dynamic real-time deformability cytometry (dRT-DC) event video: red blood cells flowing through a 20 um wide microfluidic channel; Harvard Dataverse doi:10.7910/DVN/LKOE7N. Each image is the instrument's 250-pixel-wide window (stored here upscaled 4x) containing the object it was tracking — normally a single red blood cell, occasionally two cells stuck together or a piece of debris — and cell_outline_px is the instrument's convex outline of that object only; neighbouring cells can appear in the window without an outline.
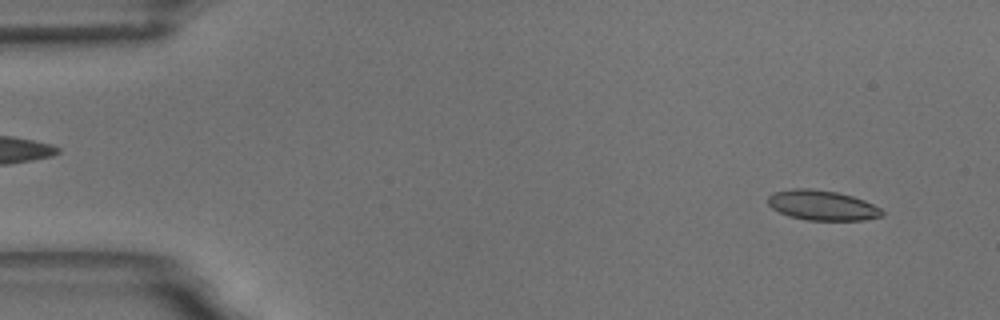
{"species": "common noctule bat (a hibernating species)", "species_latin": "Nyctalus noctula", "temperature_condition": "room temperature", "stored_images_in_passage": 57, "camera_frame_rate_fps": 3000, "um_per_image_px": 0.085, "animal": {"sex": "male", "body_mass_g": 18.8}, "frame": {"image": 1, "passage_image": 4, "time_ms": 1.0, "image_size_px": [1000, 320], "cell_outline_px": [[884, 216], [864, 220], [808, 220], [788, 216], [772, 208], [768, 204], [768, 196], [772, 192], [792, 188], [812, 188], [836, 192], [852, 196], [864, 200], [880, 208], [884, 212]], "centroid_in_image_um": [69.87, 17.44], "position_along_channel_um": 15.1, "area_um2": 20.06}}
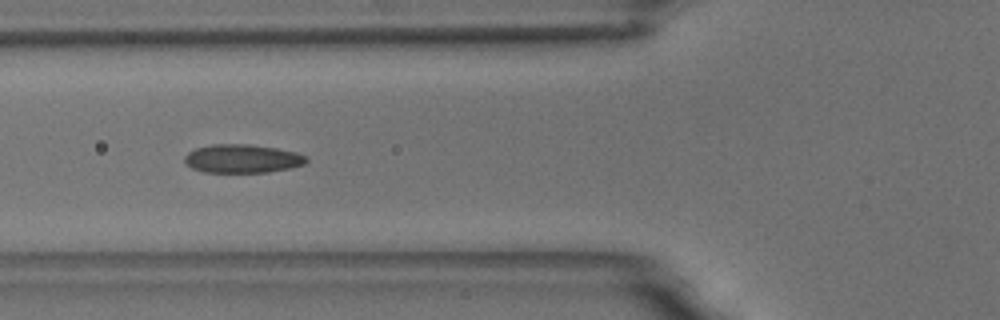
{"frame": {"image": 2, "passage_image": 21, "time_ms": 6.667, "image_size_px": [1000, 320], "cell_outline_px": [[308, 160], [304, 164], [288, 168], [268, 172], [204, 172], [192, 168], [184, 160], [184, 156], [188, 152], [196, 148], [212, 144], [248, 144], [276, 148], [296, 152], [308, 156]], "centroid_in_image_um": [20.6, 13.48], "position_along_channel_um": 105.2, "area_um2": 20.17}}
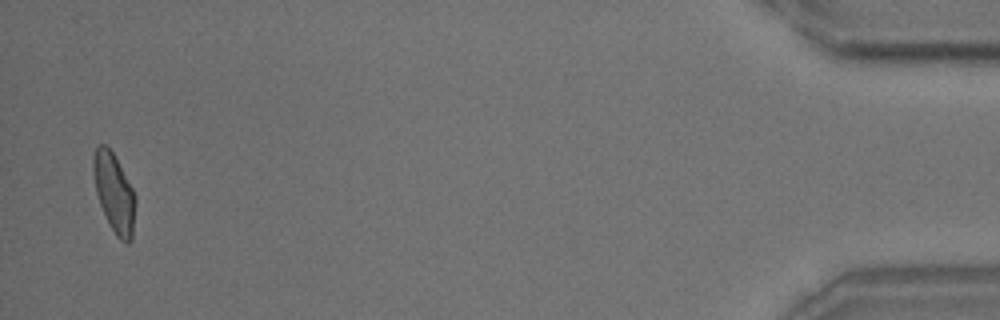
{"frame": {"image": 3, "passage_image": 56, "time_ms": 18.333, "image_size_px": [1000, 320], "cell_outline_px": [[136, 204], [132, 240], [128, 244], [124, 244], [116, 236], [100, 204], [96, 192], [92, 172], [92, 156], [96, 148], [100, 144], [108, 144], [132, 188], [136, 196]], "centroid_in_image_um": [9.71, 16.39], "position_along_channel_um": 425.5, "area_um2": 19.48}, "authors_computed_cell_mechanics": {"area_um2": 19.8832, "velocity_mm_per_s": 3.4877, "shape_relaxation_time_tau1_ms": 6.3676, "shape_relaxation_time_tau2_ms": 1.4972, "deformation_change_tau1": 0.1494, "deformation_change_tau2": 0.0652}}